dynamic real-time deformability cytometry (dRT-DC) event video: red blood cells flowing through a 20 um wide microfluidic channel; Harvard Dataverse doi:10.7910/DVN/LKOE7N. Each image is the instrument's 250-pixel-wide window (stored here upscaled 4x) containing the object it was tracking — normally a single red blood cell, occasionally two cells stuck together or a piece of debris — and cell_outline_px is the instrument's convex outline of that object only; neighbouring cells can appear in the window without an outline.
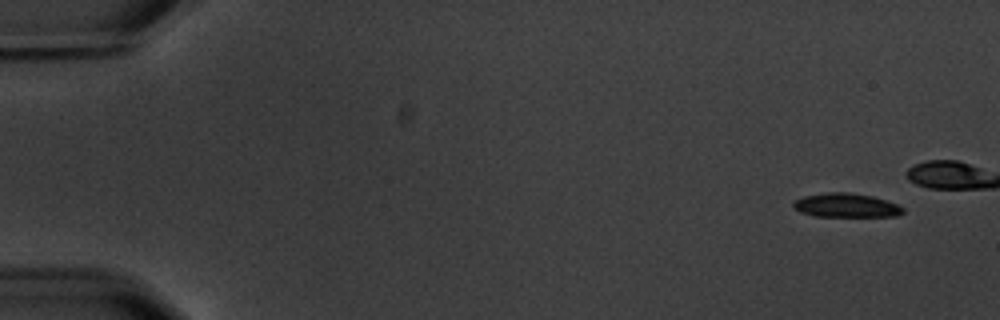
{"species": "common noctule bat (a hibernating species)", "species_latin": "Nyctalus noctula", "temperature_condition": "warm", "stored_images_in_passage": 10, "camera_frame_rate_fps": 3000, "um_per_image_px": 0.085, "animal": {"sex": "male", "body_mass_g": 20.1, "forearm_length_mm": 53.5}, "frame": {"image": 1, "passage_image": 1, "time_ms": 0.0, "image_size_px": [1000, 320], "cell_outline_px": [[904, 212], [896, 216], [816, 216], [800, 212], [792, 204], [792, 200], [804, 196], [828, 192], [848, 192], [872, 196], [896, 204], [904, 208]], "centroid_in_image_um": [71.89, 17.45], "position_along_channel_um": 13.1, "area_um2": 15.2}}
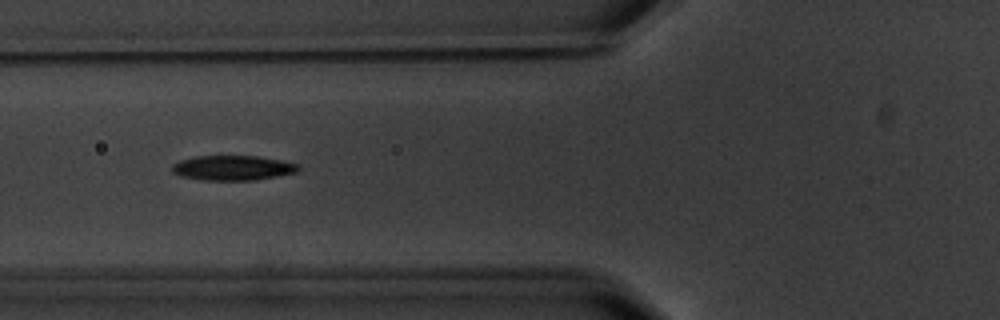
{"frame": {"image": 2, "passage_image": 6, "time_ms": 8.0, "image_size_px": [1000, 320], "cell_outline_px": [[300, 168], [296, 172], [256, 180], [200, 180], [180, 176], [172, 172], [172, 164], [180, 160], [192, 156], [256, 156], [280, 160], [300, 164]], "centroid_in_image_um": [19.75, 14.27], "position_along_channel_um": 106.0, "area_um2": 18.38}}
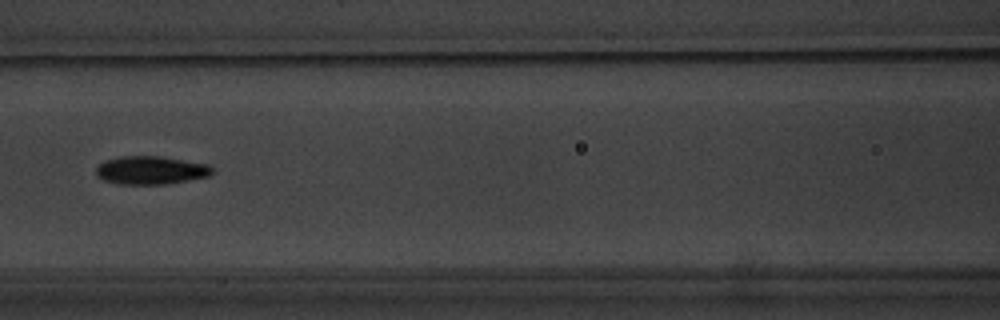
{"frame": {"image": 3, "passage_image": 7, "time_ms": 9.333, "image_size_px": [1000, 320], "cell_outline_px": [[212, 172], [208, 176], [168, 184], [116, 184], [104, 180], [96, 176], [96, 168], [104, 160], [120, 156], [160, 156], [208, 164], [212, 168]], "centroid_in_image_um": [12.78, 14.47], "position_along_channel_um": 153.8, "area_um2": 19.13}}